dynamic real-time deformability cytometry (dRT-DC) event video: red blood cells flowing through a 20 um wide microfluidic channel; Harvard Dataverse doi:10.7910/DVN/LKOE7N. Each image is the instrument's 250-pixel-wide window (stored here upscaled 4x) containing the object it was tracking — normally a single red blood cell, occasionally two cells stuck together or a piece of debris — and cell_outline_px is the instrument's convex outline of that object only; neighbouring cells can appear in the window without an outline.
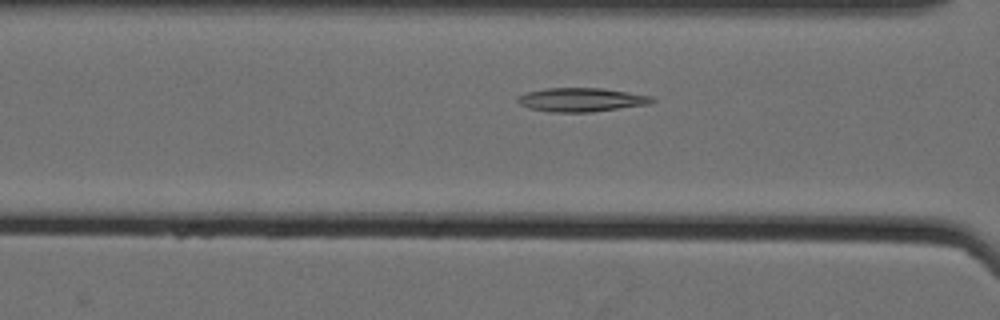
{"species": "Egyptian fruit bat (a non-hibernating species)", "species_latin": "Rousettus aegyptiacus", "temperature_condition": "cold", "stored_images_in_passage": 46, "camera_frame_rate_fps": 3000, "um_per_image_px": 0.085, "animal": {"sex": "female"}, "frame": {"image": 1, "passage_image": 14, "time_ms": 4.333, "image_size_px": [1000, 320], "cell_outline_px": [[656, 100], [652, 104], [588, 112], [548, 112], [528, 108], [520, 104], [516, 100], [520, 96], [528, 92], [544, 88], [604, 88], [652, 96]], "centroid_in_image_um": [49.44, 8.48], "position_along_channel_um": 117.2, "area_um2": 18.67}}
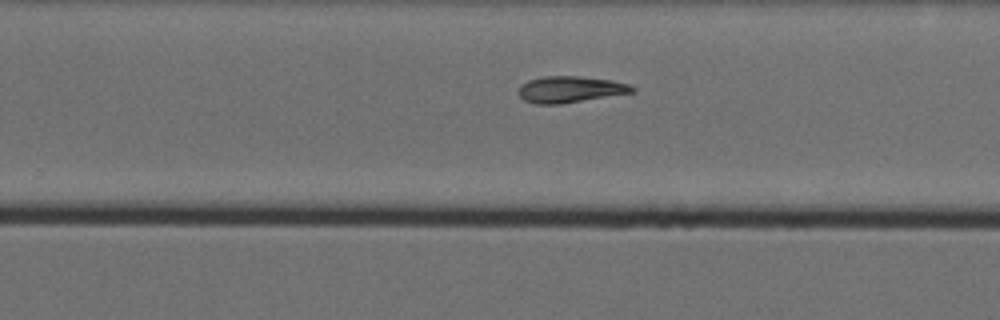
{"frame": {"image": 2, "passage_image": 28, "time_ms": 9.0, "image_size_px": [1000, 320], "cell_outline_px": [[636, 92], [560, 104], [536, 104], [524, 100], [520, 96], [520, 84], [528, 80], [544, 76], [576, 76], [612, 80], [632, 84], [636, 88]], "centroid_in_image_um": [48.52, 7.59], "position_along_channel_um": 281.3, "area_um2": 17.57}}
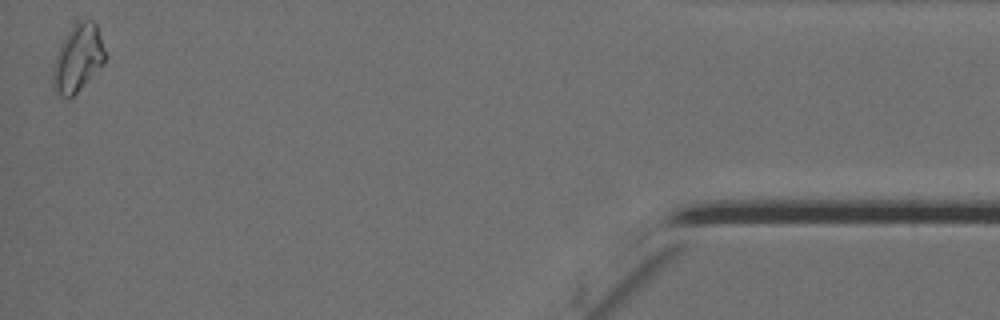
{"frame": {"image": 3, "passage_image": 46, "time_ms": 15.0, "image_size_px": [1000, 320], "cell_outline_px": [[108, 56], [104, 64], [68, 100], [60, 96], [52, 88], [52, 72], [56, 56], [60, 44], [68, 32], [76, 24], [84, 20], [92, 20], [96, 24]], "centroid_in_image_um": [6.63, 4.99], "position_along_channel_um": 428.6, "area_um2": 20.4}}